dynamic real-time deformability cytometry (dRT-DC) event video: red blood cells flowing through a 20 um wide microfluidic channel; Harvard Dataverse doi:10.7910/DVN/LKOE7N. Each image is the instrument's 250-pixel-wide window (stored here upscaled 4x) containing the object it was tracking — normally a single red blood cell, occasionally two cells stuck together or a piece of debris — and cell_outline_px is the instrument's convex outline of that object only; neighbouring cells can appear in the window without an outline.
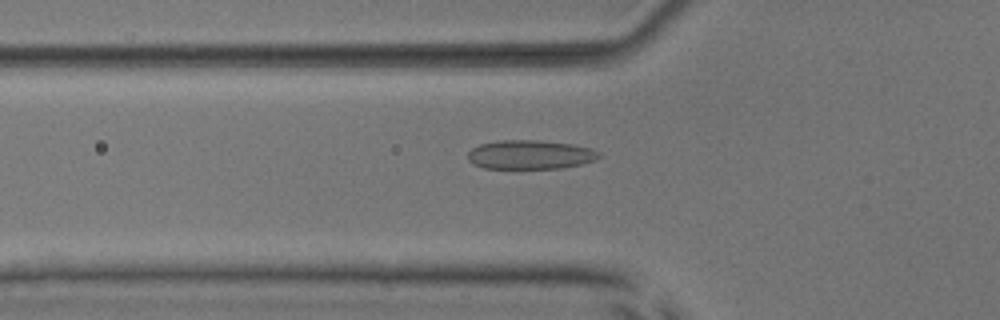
{"species": "common noctule bat (a hibernating species)", "species_latin": "Nyctalus noctula", "temperature_condition": "room temperature", "stored_images_in_passage": 53, "camera_frame_rate_fps": 3000, "um_per_image_px": 0.085, "animal": {"sex": "male", "body_mass_g": 17.9, "forearm_length_mm": 54.2}, "frame": {"image": 1, "passage_image": 19, "time_ms": 6.0, "image_size_px": [1000, 320], "cell_outline_px": [[604, 156], [596, 160], [580, 164], [560, 168], [484, 168], [472, 164], [468, 160], [468, 152], [472, 148], [480, 144], [500, 140], [540, 140], [572, 144], [592, 148], [600, 152]], "centroid_in_image_um": [45.09, 13.14], "position_along_channel_um": 80.7, "area_um2": 22.37}}
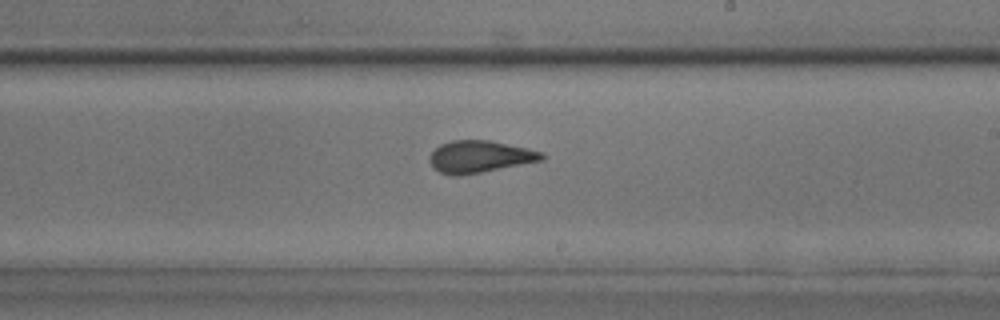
{"frame": {"image": 2, "passage_image": 32, "time_ms": 10.333, "image_size_px": [1000, 320], "cell_outline_px": [[544, 160], [480, 172], [456, 176], [452, 176], [440, 172], [432, 168], [428, 160], [428, 156], [440, 144], [452, 140], [492, 140], [528, 148], [544, 152]], "centroid_in_image_um": [40.76, 13.31], "position_along_channel_um": 248.2, "area_um2": 21.1}}
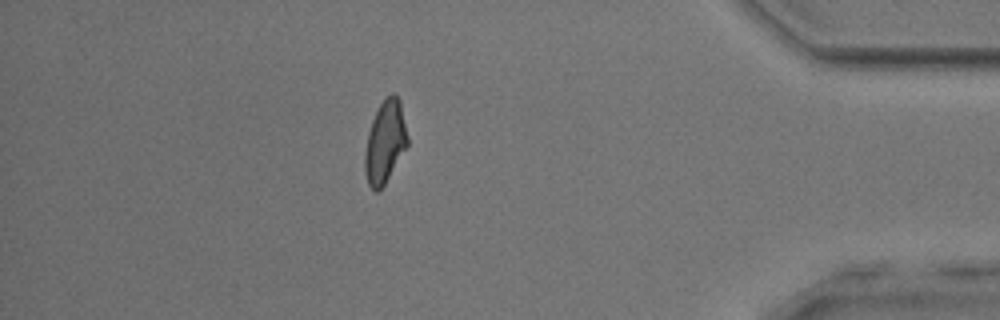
{"frame": {"image": 3, "passage_image": 47, "time_ms": 15.333, "image_size_px": [1000, 320], "cell_outline_px": [[408, 144], [384, 184], [376, 192], [368, 184], [364, 168], [364, 152], [368, 132], [372, 120], [380, 104], [392, 92], [400, 100], [408, 136]], "centroid_in_image_um": [32.72, 12.06], "position_along_channel_um": 402.5, "area_um2": 20.17}, "authors_computed_cell_mechanics": {"area_um2": 21.1548, "velocity_mm_per_s": 3.8632, "shape_relaxation_time_tau1_ms": 5.5967, "shape_relaxation_time_tau2_ms": 1.2079, "deformation_change_tau1": 0.1421, "deformation_change_tau2": 0.0754}}